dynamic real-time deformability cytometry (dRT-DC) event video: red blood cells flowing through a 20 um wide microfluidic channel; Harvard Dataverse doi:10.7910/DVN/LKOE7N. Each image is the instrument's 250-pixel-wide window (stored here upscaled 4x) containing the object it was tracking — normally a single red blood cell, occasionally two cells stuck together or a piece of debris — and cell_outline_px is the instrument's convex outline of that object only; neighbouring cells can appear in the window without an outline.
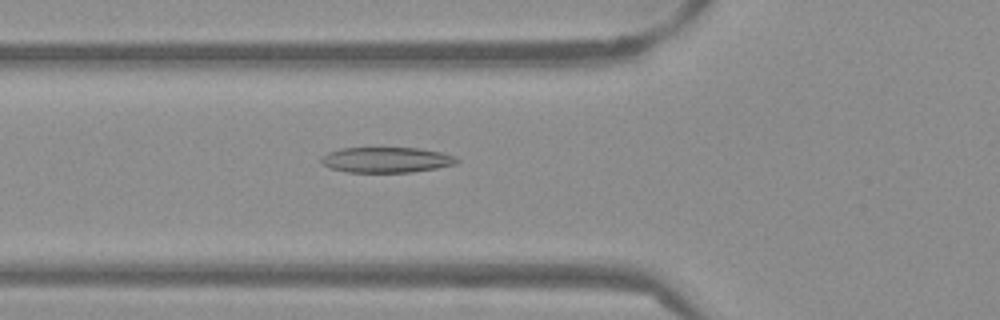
{"species": "Egyptian fruit bat (a non-hibernating species)", "species_latin": "Rousettus aegyptiacus", "temperature_condition": "warm", "stored_images_in_passage": 53, "camera_frame_rate_fps": 3000, "um_per_image_px": 0.085, "frame": {"image": 1, "passage_image": 19, "time_ms": 6.0, "image_size_px": [1000, 320], "cell_outline_px": [[460, 160], [456, 164], [436, 168], [412, 172], [348, 172], [332, 168], [324, 164], [320, 160], [320, 156], [328, 152], [340, 148], [420, 148], [440, 152], [456, 156]], "centroid_in_image_um": [32.86, 13.58], "position_along_channel_um": 92.9, "area_um2": 20.11}}
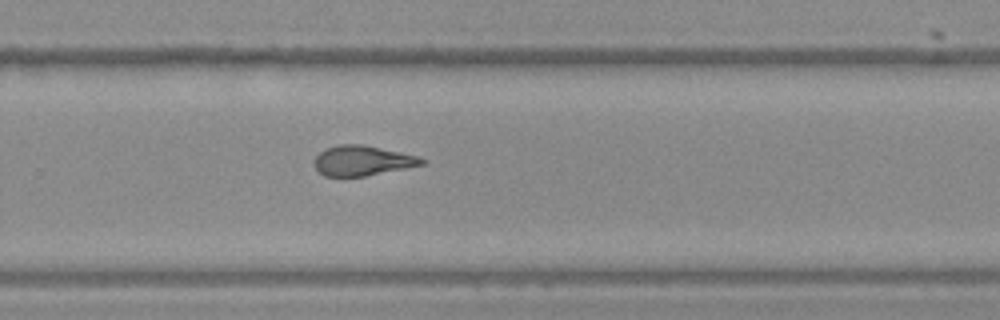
{"frame": {"image": 2, "passage_image": 35, "time_ms": 11.333, "image_size_px": [1000, 320], "cell_outline_px": [[428, 160], [424, 164], [408, 168], [364, 176], [324, 176], [316, 168], [316, 156], [324, 148], [340, 144], [364, 144], [420, 156]], "centroid_in_image_um": [30.87, 13.64], "position_along_channel_um": 298.9, "area_um2": 18.9}}
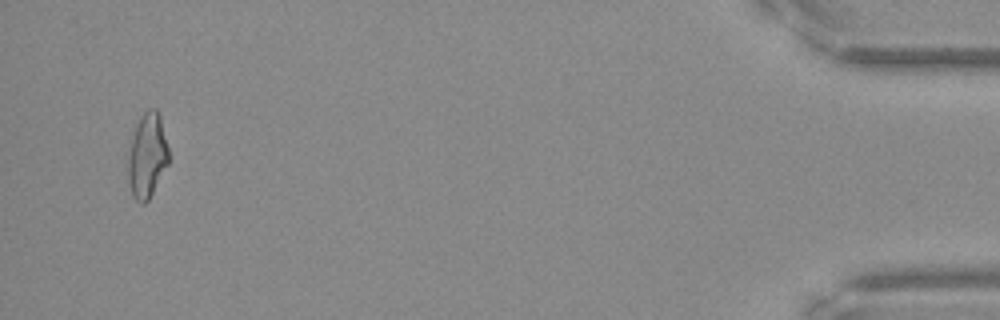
{"frame": {"image": 3, "passage_image": 51, "time_ms": 16.667, "image_size_px": [1000, 320], "cell_outline_px": [[168, 164], [148, 200], [144, 204], [140, 204], [132, 196], [128, 180], [128, 156], [136, 124], [140, 116], [148, 108], [156, 108], [160, 116], [168, 148]], "centroid_in_image_um": [12.5, 13.23], "position_along_channel_um": 422.7, "area_um2": 19.88}, "authors_computed_cell_mechanics": {"area_um2": 19.8832, "velocity_mm_per_s": 3.8534, "shape_relaxation_time_tau1_ms": null, "shape_relaxation_time_tau2_ms": 2.4637, "deformation_change_tau1": null, "deformation_change_tau2": 0.1177}}